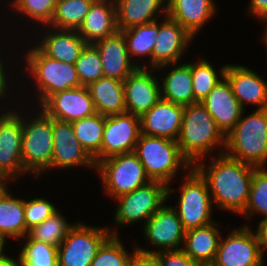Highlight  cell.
Listing matches in <instances>:
<instances>
[{
  "mask_svg": "<svg viewBox=\"0 0 267 266\" xmlns=\"http://www.w3.org/2000/svg\"><path fill=\"white\" fill-rule=\"evenodd\" d=\"M71 124L82 148L94 160L95 165H97L100 162L105 116L95 113L92 116L73 121Z\"/></svg>",
  "mask_w": 267,
  "mask_h": 266,
  "instance_id": "31",
  "label": "cell"
},
{
  "mask_svg": "<svg viewBox=\"0 0 267 266\" xmlns=\"http://www.w3.org/2000/svg\"><path fill=\"white\" fill-rule=\"evenodd\" d=\"M255 213L263 215L267 219V169L256 168L251 180L250 193L245 211L241 214L250 218Z\"/></svg>",
  "mask_w": 267,
  "mask_h": 266,
  "instance_id": "37",
  "label": "cell"
},
{
  "mask_svg": "<svg viewBox=\"0 0 267 266\" xmlns=\"http://www.w3.org/2000/svg\"><path fill=\"white\" fill-rule=\"evenodd\" d=\"M221 239L210 266H263L264 258L257 236L249 225L232 230Z\"/></svg>",
  "mask_w": 267,
  "mask_h": 266,
  "instance_id": "11",
  "label": "cell"
},
{
  "mask_svg": "<svg viewBox=\"0 0 267 266\" xmlns=\"http://www.w3.org/2000/svg\"><path fill=\"white\" fill-rule=\"evenodd\" d=\"M0 266H19L18 258L14 259L9 256L0 260Z\"/></svg>",
  "mask_w": 267,
  "mask_h": 266,
  "instance_id": "48",
  "label": "cell"
},
{
  "mask_svg": "<svg viewBox=\"0 0 267 266\" xmlns=\"http://www.w3.org/2000/svg\"><path fill=\"white\" fill-rule=\"evenodd\" d=\"M224 77L243 110L248 103L257 105V110L267 108V82L257 72L246 66L227 64Z\"/></svg>",
  "mask_w": 267,
  "mask_h": 266,
  "instance_id": "20",
  "label": "cell"
},
{
  "mask_svg": "<svg viewBox=\"0 0 267 266\" xmlns=\"http://www.w3.org/2000/svg\"><path fill=\"white\" fill-rule=\"evenodd\" d=\"M176 66H173V70L171 69L164 78H160L161 97L177 105L188 106L194 103L191 63Z\"/></svg>",
  "mask_w": 267,
  "mask_h": 266,
  "instance_id": "29",
  "label": "cell"
},
{
  "mask_svg": "<svg viewBox=\"0 0 267 266\" xmlns=\"http://www.w3.org/2000/svg\"><path fill=\"white\" fill-rule=\"evenodd\" d=\"M263 23H266V30L264 31V34H263V42H264V44L266 45V49H267V19H264V22Z\"/></svg>",
  "mask_w": 267,
  "mask_h": 266,
  "instance_id": "50",
  "label": "cell"
},
{
  "mask_svg": "<svg viewBox=\"0 0 267 266\" xmlns=\"http://www.w3.org/2000/svg\"><path fill=\"white\" fill-rule=\"evenodd\" d=\"M25 65L35 80L40 106L53 94L82 86L75 64L61 62L44 55L36 46L29 48Z\"/></svg>",
  "mask_w": 267,
  "mask_h": 266,
  "instance_id": "5",
  "label": "cell"
},
{
  "mask_svg": "<svg viewBox=\"0 0 267 266\" xmlns=\"http://www.w3.org/2000/svg\"><path fill=\"white\" fill-rule=\"evenodd\" d=\"M94 1L95 0H57L52 21L46 27L78 31Z\"/></svg>",
  "mask_w": 267,
  "mask_h": 266,
  "instance_id": "32",
  "label": "cell"
},
{
  "mask_svg": "<svg viewBox=\"0 0 267 266\" xmlns=\"http://www.w3.org/2000/svg\"><path fill=\"white\" fill-rule=\"evenodd\" d=\"M129 266H160V264L154 253H144L135 247Z\"/></svg>",
  "mask_w": 267,
  "mask_h": 266,
  "instance_id": "43",
  "label": "cell"
},
{
  "mask_svg": "<svg viewBox=\"0 0 267 266\" xmlns=\"http://www.w3.org/2000/svg\"><path fill=\"white\" fill-rule=\"evenodd\" d=\"M58 209L45 198L24 199V216L26 229L29 232L34 226L51 217Z\"/></svg>",
  "mask_w": 267,
  "mask_h": 266,
  "instance_id": "41",
  "label": "cell"
},
{
  "mask_svg": "<svg viewBox=\"0 0 267 266\" xmlns=\"http://www.w3.org/2000/svg\"><path fill=\"white\" fill-rule=\"evenodd\" d=\"M74 225L75 223H69L62 213L56 211L51 217L30 229L28 235L33 240L59 247Z\"/></svg>",
  "mask_w": 267,
  "mask_h": 266,
  "instance_id": "36",
  "label": "cell"
},
{
  "mask_svg": "<svg viewBox=\"0 0 267 266\" xmlns=\"http://www.w3.org/2000/svg\"><path fill=\"white\" fill-rule=\"evenodd\" d=\"M99 52L104 76L124 81L138 67L128 53L127 42L122 31L93 43Z\"/></svg>",
  "mask_w": 267,
  "mask_h": 266,
  "instance_id": "21",
  "label": "cell"
},
{
  "mask_svg": "<svg viewBox=\"0 0 267 266\" xmlns=\"http://www.w3.org/2000/svg\"><path fill=\"white\" fill-rule=\"evenodd\" d=\"M57 0H12L11 7H14L22 15L35 20L41 25L48 26L53 18Z\"/></svg>",
  "mask_w": 267,
  "mask_h": 266,
  "instance_id": "40",
  "label": "cell"
},
{
  "mask_svg": "<svg viewBox=\"0 0 267 266\" xmlns=\"http://www.w3.org/2000/svg\"><path fill=\"white\" fill-rule=\"evenodd\" d=\"M118 31L114 0H95L78 29L79 35L88 43L104 39Z\"/></svg>",
  "mask_w": 267,
  "mask_h": 266,
  "instance_id": "24",
  "label": "cell"
},
{
  "mask_svg": "<svg viewBox=\"0 0 267 266\" xmlns=\"http://www.w3.org/2000/svg\"><path fill=\"white\" fill-rule=\"evenodd\" d=\"M11 180L6 174L0 172V197L8 190V182Z\"/></svg>",
  "mask_w": 267,
  "mask_h": 266,
  "instance_id": "47",
  "label": "cell"
},
{
  "mask_svg": "<svg viewBox=\"0 0 267 266\" xmlns=\"http://www.w3.org/2000/svg\"><path fill=\"white\" fill-rule=\"evenodd\" d=\"M171 186L159 181H150L148 184L132 192L115 198L119 201L115 209L114 224L126 226L138 221L147 220L165 203L172 195Z\"/></svg>",
  "mask_w": 267,
  "mask_h": 266,
  "instance_id": "9",
  "label": "cell"
},
{
  "mask_svg": "<svg viewBox=\"0 0 267 266\" xmlns=\"http://www.w3.org/2000/svg\"><path fill=\"white\" fill-rule=\"evenodd\" d=\"M163 22H159V33L156 44L152 50V67L163 69L170 65L177 64L186 47L190 45L194 37L190 35L178 22L167 15H163Z\"/></svg>",
  "mask_w": 267,
  "mask_h": 266,
  "instance_id": "16",
  "label": "cell"
},
{
  "mask_svg": "<svg viewBox=\"0 0 267 266\" xmlns=\"http://www.w3.org/2000/svg\"><path fill=\"white\" fill-rule=\"evenodd\" d=\"M144 236L156 247L158 251H149L136 245V249L144 253H155L159 251L181 250L184 243L185 230L178 214L172 206L163 204L143 224Z\"/></svg>",
  "mask_w": 267,
  "mask_h": 266,
  "instance_id": "12",
  "label": "cell"
},
{
  "mask_svg": "<svg viewBox=\"0 0 267 266\" xmlns=\"http://www.w3.org/2000/svg\"><path fill=\"white\" fill-rule=\"evenodd\" d=\"M216 11L214 0H167V16L194 38Z\"/></svg>",
  "mask_w": 267,
  "mask_h": 266,
  "instance_id": "23",
  "label": "cell"
},
{
  "mask_svg": "<svg viewBox=\"0 0 267 266\" xmlns=\"http://www.w3.org/2000/svg\"><path fill=\"white\" fill-rule=\"evenodd\" d=\"M19 252V266H58V247L33 240L29 235Z\"/></svg>",
  "mask_w": 267,
  "mask_h": 266,
  "instance_id": "34",
  "label": "cell"
},
{
  "mask_svg": "<svg viewBox=\"0 0 267 266\" xmlns=\"http://www.w3.org/2000/svg\"><path fill=\"white\" fill-rule=\"evenodd\" d=\"M127 42V49L131 60L134 56H148L150 67L152 66V50L156 44L159 33V23L157 20L134 26L122 31Z\"/></svg>",
  "mask_w": 267,
  "mask_h": 266,
  "instance_id": "33",
  "label": "cell"
},
{
  "mask_svg": "<svg viewBox=\"0 0 267 266\" xmlns=\"http://www.w3.org/2000/svg\"><path fill=\"white\" fill-rule=\"evenodd\" d=\"M134 153L150 180L167 186L177 175V170H189L192 167L180 152L177 141L165 137L140 134Z\"/></svg>",
  "mask_w": 267,
  "mask_h": 266,
  "instance_id": "4",
  "label": "cell"
},
{
  "mask_svg": "<svg viewBox=\"0 0 267 266\" xmlns=\"http://www.w3.org/2000/svg\"><path fill=\"white\" fill-rule=\"evenodd\" d=\"M53 154L51 169H69L76 166L96 168L94 160L82 148L74 134L71 122L52 118ZM93 167V168H92Z\"/></svg>",
  "mask_w": 267,
  "mask_h": 266,
  "instance_id": "17",
  "label": "cell"
},
{
  "mask_svg": "<svg viewBox=\"0 0 267 266\" xmlns=\"http://www.w3.org/2000/svg\"><path fill=\"white\" fill-rule=\"evenodd\" d=\"M95 170L102 179L105 193L114 199L151 181L134 152L106 158L96 165Z\"/></svg>",
  "mask_w": 267,
  "mask_h": 266,
  "instance_id": "7",
  "label": "cell"
},
{
  "mask_svg": "<svg viewBox=\"0 0 267 266\" xmlns=\"http://www.w3.org/2000/svg\"><path fill=\"white\" fill-rule=\"evenodd\" d=\"M49 117L73 122L96 112L87 86H79L51 95L40 107Z\"/></svg>",
  "mask_w": 267,
  "mask_h": 266,
  "instance_id": "18",
  "label": "cell"
},
{
  "mask_svg": "<svg viewBox=\"0 0 267 266\" xmlns=\"http://www.w3.org/2000/svg\"><path fill=\"white\" fill-rule=\"evenodd\" d=\"M201 103L214 118L219 131L226 138L234 130L243 111L228 80L225 77L221 78Z\"/></svg>",
  "mask_w": 267,
  "mask_h": 266,
  "instance_id": "19",
  "label": "cell"
},
{
  "mask_svg": "<svg viewBox=\"0 0 267 266\" xmlns=\"http://www.w3.org/2000/svg\"><path fill=\"white\" fill-rule=\"evenodd\" d=\"M216 226L219 224L214 220L206 226L185 231V246L181 250L199 266H210L215 259L221 238Z\"/></svg>",
  "mask_w": 267,
  "mask_h": 266,
  "instance_id": "26",
  "label": "cell"
},
{
  "mask_svg": "<svg viewBox=\"0 0 267 266\" xmlns=\"http://www.w3.org/2000/svg\"><path fill=\"white\" fill-rule=\"evenodd\" d=\"M119 31L155 21L157 12L167 15L166 0H114ZM165 3V4H164ZM163 5V6H162ZM162 6V7H161Z\"/></svg>",
  "mask_w": 267,
  "mask_h": 266,
  "instance_id": "27",
  "label": "cell"
},
{
  "mask_svg": "<svg viewBox=\"0 0 267 266\" xmlns=\"http://www.w3.org/2000/svg\"><path fill=\"white\" fill-rule=\"evenodd\" d=\"M133 252L126 251L118 235H111L101 245L90 266H129Z\"/></svg>",
  "mask_w": 267,
  "mask_h": 266,
  "instance_id": "38",
  "label": "cell"
},
{
  "mask_svg": "<svg viewBox=\"0 0 267 266\" xmlns=\"http://www.w3.org/2000/svg\"><path fill=\"white\" fill-rule=\"evenodd\" d=\"M10 191L0 197V234L7 240L22 241L28 235L24 216V199L15 198Z\"/></svg>",
  "mask_w": 267,
  "mask_h": 266,
  "instance_id": "30",
  "label": "cell"
},
{
  "mask_svg": "<svg viewBox=\"0 0 267 266\" xmlns=\"http://www.w3.org/2000/svg\"><path fill=\"white\" fill-rule=\"evenodd\" d=\"M186 179L180 187L178 207L175 208L185 231L213 223V202L205 179L192 166L184 174ZM178 208V209H177Z\"/></svg>",
  "mask_w": 267,
  "mask_h": 266,
  "instance_id": "8",
  "label": "cell"
},
{
  "mask_svg": "<svg viewBox=\"0 0 267 266\" xmlns=\"http://www.w3.org/2000/svg\"><path fill=\"white\" fill-rule=\"evenodd\" d=\"M146 64L138 67L123 81L126 112L139 117L162 98L159 78L151 73L153 70Z\"/></svg>",
  "mask_w": 267,
  "mask_h": 266,
  "instance_id": "15",
  "label": "cell"
},
{
  "mask_svg": "<svg viewBox=\"0 0 267 266\" xmlns=\"http://www.w3.org/2000/svg\"><path fill=\"white\" fill-rule=\"evenodd\" d=\"M3 61L0 57V99H3L4 95L6 94L7 96V91L9 89V82H8V77H7V73L5 71V66L3 64ZM7 77V78H6ZM8 82V83H7Z\"/></svg>",
  "mask_w": 267,
  "mask_h": 266,
  "instance_id": "46",
  "label": "cell"
},
{
  "mask_svg": "<svg viewBox=\"0 0 267 266\" xmlns=\"http://www.w3.org/2000/svg\"><path fill=\"white\" fill-rule=\"evenodd\" d=\"M184 106L160 99L140 117L141 134L177 141L183 120Z\"/></svg>",
  "mask_w": 267,
  "mask_h": 266,
  "instance_id": "22",
  "label": "cell"
},
{
  "mask_svg": "<svg viewBox=\"0 0 267 266\" xmlns=\"http://www.w3.org/2000/svg\"><path fill=\"white\" fill-rule=\"evenodd\" d=\"M160 266H199L182 250L159 251L154 253Z\"/></svg>",
  "mask_w": 267,
  "mask_h": 266,
  "instance_id": "42",
  "label": "cell"
},
{
  "mask_svg": "<svg viewBox=\"0 0 267 266\" xmlns=\"http://www.w3.org/2000/svg\"><path fill=\"white\" fill-rule=\"evenodd\" d=\"M211 158L207 168L202 160L193 167L205 179L213 204L218 209L241 215L247 206L251 180L257 167L228 157L224 150L218 157Z\"/></svg>",
  "mask_w": 267,
  "mask_h": 266,
  "instance_id": "1",
  "label": "cell"
},
{
  "mask_svg": "<svg viewBox=\"0 0 267 266\" xmlns=\"http://www.w3.org/2000/svg\"><path fill=\"white\" fill-rule=\"evenodd\" d=\"M180 152L193 166L211 154L215 147H226V138L201 102L184 106L181 130L177 139ZM209 154V155H208Z\"/></svg>",
  "mask_w": 267,
  "mask_h": 266,
  "instance_id": "2",
  "label": "cell"
},
{
  "mask_svg": "<svg viewBox=\"0 0 267 266\" xmlns=\"http://www.w3.org/2000/svg\"><path fill=\"white\" fill-rule=\"evenodd\" d=\"M141 134L140 117L128 112L105 116L100 161L134 152Z\"/></svg>",
  "mask_w": 267,
  "mask_h": 266,
  "instance_id": "14",
  "label": "cell"
},
{
  "mask_svg": "<svg viewBox=\"0 0 267 266\" xmlns=\"http://www.w3.org/2000/svg\"><path fill=\"white\" fill-rule=\"evenodd\" d=\"M5 244H6V239L0 234V260L5 258L6 254H4V247H5Z\"/></svg>",
  "mask_w": 267,
  "mask_h": 266,
  "instance_id": "49",
  "label": "cell"
},
{
  "mask_svg": "<svg viewBox=\"0 0 267 266\" xmlns=\"http://www.w3.org/2000/svg\"><path fill=\"white\" fill-rule=\"evenodd\" d=\"M118 235L110 227H94L79 221L58 247V266H90L101 245Z\"/></svg>",
  "mask_w": 267,
  "mask_h": 266,
  "instance_id": "10",
  "label": "cell"
},
{
  "mask_svg": "<svg viewBox=\"0 0 267 266\" xmlns=\"http://www.w3.org/2000/svg\"><path fill=\"white\" fill-rule=\"evenodd\" d=\"M21 115L23 114L14 109L0 114V172L6 174L11 181L26 173L22 162Z\"/></svg>",
  "mask_w": 267,
  "mask_h": 266,
  "instance_id": "13",
  "label": "cell"
},
{
  "mask_svg": "<svg viewBox=\"0 0 267 266\" xmlns=\"http://www.w3.org/2000/svg\"><path fill=\"white\" fill-rule=\"evenodd\" d=\"M30 119V120H29ZM22 117V162L26 172L39 176L51 169L53 154L52 118L42 109L34 118Z\"/></svg>",
  "mask_w": 267,
  "mask_h": 266,
  "instance_id": "6",
  "label": "cell"
},
{
  "mask_svg": "<svg viewBox=\"0 0 267 266\" xmlns=\"http://www.w3.org/2000/svg\"><path fill=\"white\" fill-rule=\"evenodd\" d=\"M87 88L97 113L110 116L126 112L123 81L103 76Z\"/></svg>",
  "mask_w": 267,
  "mask_h": 266,
  "instance_id": "28",
  "label": "cell"
},
{
  "mask_svg": "<svg viewBox=\"0 0 267 266\" xmlns=\"http://www.w3.org/2000/svg\"><path fill=\"white\" fill-rule=\"evenodd\" d=\"M257 226L255 234L258 239L260 250L264 256V253L267 250V219H262Z\"/></svg>",
  "mask_w": 267,
  "mask_h": 266,
  "instance_id": "45",
  "label": "cell"
},
{
  "mask_svg": "<svg viewBox=\"0 0 267 266\" xmlns=\"http://www.w3.org/2000/svg\"><path fill=\"white\" fill-rule=\"evenodd\" d=\"M244 111L226 137L224 153L257 168L264 167L267 163V108L256 109L243 117Z\"/></svg>",
  "mask_w": 267,
  "mask_h": 266,
  "instance_id": "3",
  "label": "cell"
},
{
  "mask_svg": "<svg viewBox=\"0 0 267 266\" xmlns=\"http://www.w3.org/2000/svg\"><path fill=\"white\" fill-rule=\"evenodd\" d=\"M248 13L263 22L264 19H267V0H251L248 6Z\"/></svg>",
  "mask_w": 267,
  "mask_h": 266,
  "instance_id": "44",
  "label": "cell"
},
{
  "mask_svg": "<svg viewBox=\"0 0 267 266\" xmlns=\"http://www.w3.org/2000/svg\"><path fill=\"white\" fill-rule=\"evenodd\" d=\"M226 66L227 64H224L220 71L216 72L210 61L205 58H200L196 63L191 62L194 103L201 102L221 80L220 78L224 77Z\"/></svg>",
  "mask_w": 267,
  "mask_h": 266,
  "instance_id": "35",
  "label": "cell"
},
{
  "mask_svg": "<svg viewBox=\"0 0 267 266\" xmlns=\"http://www.w3.org/2000/svg\"><path fill=\"white\" fill-rule=\"evenodd\" d=\"M76 71L82 86H88L104 76L102 61L93 44H87L75 63Z\"/></svg>",
  "mask_w": 267,
  "mask_h": 266,
  "instance_id": "39",
  "label": "cell"
},
{
  "mask_svg": "<svg viewBox=\"0 0 267 266\" xmlns=\"http://www.w3.org/2000/svg\"><path fill=\"white\" fill-rule=\"evenodd\" d=\"M50 29L53 32H46L42 37L43 40H40V43L35 46L52 59L75 64L88 43L76 30Z\"/></svg>",
  "mask_w": 267,
  "mask_h": 266,
  "instance_id": "25",
  "label": "cell"
}]
</instances>
